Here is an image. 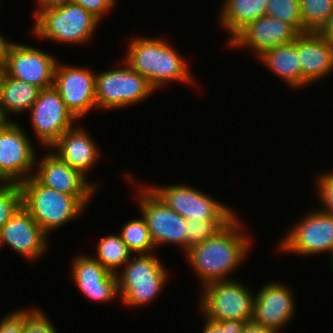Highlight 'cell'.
I'll return each mask as SVG.
<instances>
[{"instance_id": "1", "label": "cell", "mask_w": 333, "mask_h": 333, "mask_svg": "<svg viewBox=\"0 0 333 333\" xmlns=\"http://www.w3.org/2000/svg\"><path fill=\"white\" fill-rule=\"evenodd\" d=\"M237 216L214 236L187 250L185 256L201 279L202 287L210 282L230 280L228 274L240 265L250 250V238L241 232Z\"/></svg>"}, {"instance_id": "2", "label": "cell", "mask_w": 333, "mask_h": 333, "mask_svg": "<svg viewBox=\"0 0 333 333\" xmlns=\"http://www.w3.org/2000/svg\"><path fill=\"white\" fill-rule=\"evenodd\" d=\"M165 39L131 38L125 62L157 90L169 81L193 80L181 55ZM161 86V87H160Z\"/></svg>"}, {"instance_id": "3", "label": "cell", "mask_w": 333, "mask_h": 333, "mask_svg": "<svg viewBox=\"0 0 333 333\" xmlns=\"http://www.w3.org/2000/svg\"><path fill=\"white\" fill-rule=\"evenodd\" d=\"M20 186L23 206L47 235L80 216L85 209L73 195L46 187L33 175Z\"/></svg>"}, {"instance_id": "4", "label": "cell", "mask_w": 333, "mask_h": 333, "mask_svg": "<svg viewBox=\"0 0 333 333\" xmlns=\"http://www.w3.org/2000/svg\"><path fill=\"white\" fill-rule=\"evenodd\" d=\"M35 21L33 32L38 37L72 44L89 41L100 22L92 13L72 1L41 10L35 16Z\"/></svg>"}, {"instance_id": "5", "label": "cell", "mask_w": 333, "mask_h": 333, "mask_svg": "<svg viewBox=\"0 0 333 333\" xmlns=\"http://www.w3.org/2000/svg\"><path fill=\"white\" fill-rule=\"evenodd\" d=\"M117 274L119 297L122 303L143 306L151 303L166 285L168 273L154 254L134 255Z\"/></svg>"}, {"instance_id": "6", "label": "cell", "mask_w": 333, "mask_h": 333, "mask_svg": "<svg viewBox=\"0 0 333 333\" xmlns=\"http://www.w3.org/2000/svg\"><path fill=\"white\" fill-rule=\"evenodd\" d=\"M122 68L95 76V101L99 109H118L137 104L154 93L148 80L134 71L124 60Z\"/></svg>"}, {"instance_id": "7", "label": "cell", "mask_w": 333, "mask_h": 333, "mask_svg": "<svg viewBox=\"0 0 333 333\" xmlns=\"http://www.w3.org/2000/svg\"><path fill=\"white\" fill-rule=\"evenodd\" d=\"M202 290L199 302L206 318L252 321L255 296L241 282L232 279L214 281L204 285Z\"/></svg>"}, {"instance_id": "8", "label": "cell", "mask_w": 333, "mask_h": 333, "mask_svg": "<svg viewBox=\"0 0 333 333\" xmlns=\"http://www.w3.org/2000/svg\"><path fill=\"white\" fill-rule=\"evenodd\" d=\"M172 210L186 220L230 222L236 215L232 208L188 185L149 186Z\"/></svg>"}, {"instance_id": "9", "label": "cell", "mask_w": 333, "mask_h": 333, "mask_svg": "<svg viewBox=\"0 0 333 333\" xmlns=\"http://www.w3.org/2000/svg\"><path fill=\"white\" fill-rule=\"evenodd\" d=\"M22 127L0 122V183L21 184L33 175L36 151Z\"/></svg>"}, {"instance_id": "10", "label": "cell", "mask_w": 333, "mask_h": 333, "mask_svg": "<svg viewBox=\"0 0 333 333\" xmlns=\"http://www.w3.org/2000/svg\"><path fill=\"white\" fill-rule=\"evenodd\" d=\"M146 187V188H145ZM137 197L155 248L176 244L187 252V220L168 207L148 186Z\"/></svg>"}, {"instance_id": "11", "label": "cell", "mask_w": 333, "mask_h": 333, "mask_svg": "<svg viewBox=\"0 0 333 333\" xmlns=\"http://www.w3.org/2000/svg\"><path fill=\"white\" fill-rule=\"evenodd\" d=\"M283 252L310 255L333 252V215L322 210L311 211L280 241Z\"/></svg>"}, {"instance_id": "12", "label": "cell", "mask_w": 333, "mask_h": 333, "mask_svg": "<svg viewBox=\"0 0 333 333\" xmlns=\"http://www.w3.org/2000/svg\"><path fill=\"white\" fill-rule=\"evenodd\" d=\"M30 113L36 137L47 147H51L77 120L54 86L39 91Z\"/></svg>"}, {"instance_id": "13", "label": "cell", "mask_w": 333, "mask_h": 333, "mask_svg": "<svg viewBox=\"0 0 333 333\" xmlns=\"http://www.w3.org/2000/svg\"><path fill=\"white\" fill-rule=\"evenodd\" d=\"M95 76L94 72L84 67L62 65L59 62L55 66L53 86L77 120L92 108H97Z\"/></svg>"}, {"instance_id": "14", "label": "cell", "mask_w": 333, "mask_h": 333, "mask_svg": "<svg viewBox=\"0 0 333 333\" xmlns=\"http://www.w3.org/2000/svg\"><path fill=\"white\" fill-rule=\"evenodd\" d=\"M57 62L51 54L13 42L3 71L8 76L44 89L54 85Z\"/></svg>"}, {"instance_id": "15", "label": "cell", "mask_w": 333, "mask_h": 333, "mask_svg": "<svg viewBox=\"0 0 333 333\" xmlns=\"http://www.w3.org/2000/svg\"><path fill=\"white\" fill-rule=\"evenodd\" d=\"M38 169L34 177L44 186L55 189L59 192L73 195L84 207L92 199L93 192L97 189L96 184L86 180L79 170L69 166L61 160L54 152L47 153L40 157Z\"/></svg>"}, {"instance_id": "16", "label": "cell", "mask_w": 333, "mask_h": 333, "mask_svg": "<svg viewBox=\"0 0 333 333\" xmlns=\"http://www.w3.org/2000/svg\"><path fill=\"white\" fill-rule=\"evenodd\" d=\"M47 237L29 211L22 206L2 227L0 247L5 243L21 256L35 261L47 251Z\"/></svg>"}, {"instance_id": "17", "label": "cell", "mask_w": 333, "mask_h": 333, "mask_svg": "<svg viewBox=\"0 0 333 333\" xmlns=\"http://www.w3.org/2000/svg\"><path fill=\"white\" fill-rule=\"evenodd\" d=\"M299 33L289 24L262 16L247 24L229 42L231 47H249L260 56L268 49L292 43Z\"/></svg>"}, {"instance_id": "18", "label": "cell", "mask_w": 333, "mask_h": 333, "mask_svg": "<svg viewBox=\"0 0 333 333\" xmlns=\"http://www.w3.org/2000/svg\"><path fill=\"white\" fill-rule=\"evenodd\" d=\"M294 308L295 300L290 288L270 282L255 295L252 321L278 333L290 322Z\"/></svg>"}, {"instance_id": "19", "label": "cell", "mask_w": 333, "mask_h": 333, "mask_svg": "<svg viewBox=\"0 0 333 333\" xmlns=\"http://www.w3.org/2000/svg\"><path fill=\"white\" fill-rule=\"evenodd\" d=\"M75 258L72 277L85 297L95 302H109L119 296L117 274L107 271L94 257Z\"/></svg>"}, {"instance_id": "20", "label": "cell", "mask_w": 333, "mask_h": 333, "mask_svg": "<svg viewBox=\"0 0 333 333\" xmlns=\"http://www.w3.org/2000/svg\"><path fill=\"white\" fill-rule=\"evenodd\" d=\"M296 47L301 63V87L332 72L333 46L319 32L299 34Z\"/></svg>"}, {"instance_id": "21", "label": "cell", "mask_w": 333, "mask_h": 333, "mask_svg": "<svg viewBox=\"0 0 333 333\" xmlns=\"http://www.w3.org/2000/svg\"><path fill=\"white\" fill-rule=\"evenodd\" d=\"M82 128L72 127L63 133L51 146L55 154L84 176L99 159L100 151L93 138Z\"/></svg>"}, {"instance_id": "22", "label": "cell", "mask_w": 333, "mask_h": 333, "mask_svg": "<svg viewBox=\"0 0 333 333\" xmlns=\"http://www.w3.org/2000/svg\"><path fill=\"white\" fill-rule=\"evenodd\" d=\"M41 89L36 85L8 76L0 78V119L10 121L8 113H24L33 107Z\"/></svg>"}, {"instance_id": "23", "label": "cell", "mask_w": 333, "mask_h": 333, "mask_svg": "<svg viewBox=\"0 0 333 333\" xmlns=\"http://www.w3.org/2000/svg\"><path fill=\"white\" fill-rule=\"evenodd\" d=\"M258 59L292 88L301 87V63L296 39L263 52Z\"/></svg>"}, {"instance_id": "24", "label": "cell", "mask_w": 333, "mask_h": 333, "mask_svg": "<svg viewBox=\"0 0 333 333\" xmlns=\"http://www.w3.org/2000/svg\"><path fill=\"white\" fill-rule=\"evenodd\" d=\"M269 0H225L219 21L228 30V42L247 24L266 15Z\"/></svg>"}, {"instance_id": "25", "label": "cell", "mask_w": 333, "mask_h": 333, "mask_svg": "<svg viewBox=\"0 0 333 333\" xmlns=\"http://www.w3.org/2000/svg\"><path fill=\"white\" fill-rule=\"evenodd\" d=\"M94 257L107 271L118 274L116 270L132 258V254L120 234L104 236L97 244Z\"/></svg>"}, {"instance_id": "26", "label": "cell", "mask_w": 333, "mask_h": 333, "mask_svg": "<svg viewBox=\"0 0 333 333\" xmlns=\"http://www.w3.org/2000/svg\"><path fill=\"white\" fill-rule=\"evenodd\" d=\"M119 234L132 254L133 252L138 253L137 255L152 254L155 248L143 217L127 222Z\"/></svg>"}, {"instance_id": "27", "label": "cell", "mask_w": 333, "mask_h": 333, "mask_svg": "<svg viewBox=\"0 0 333 333\" xmlns=\"http://www.w3.org/2000/svg\"><path fill=\"white\" fill-rule=\"evenodd\" d=\"M301 18L308 32H320L333 14V0H299Z\"/></svg>"}, {"instance_id": "28", "label": "cell", "mask_w": 333, "mask_h": 333, "mask_svg": "<svg viewBox=\"0 0 333 333\" xmlns=\"http://www.w3.org/2000/svg\"><path fill=\"white\" fill-rule=\"evenodd\" d=\"M266 16L291 25L299 34L308 32L303 26L299 0H269Z\"/></svg>"}, {"instance_id": "29", "label": "cell", "mask_w": 333, "mask_h": 333, "mask_svg": "<svg viewBox=\"0 0 333 333\" xmlns=\"http://www.w3.org/2000/svg\"><path fill=\"white\" fill-rule=\"evenodd\" d=\"M22 206L23 192L20 184L0 183V231Z\"/></svg>"}, {"instance_id": "30", "label": "cell", "mask_w": 333, "mask_h": 333, "mask_svg": "<svg viewBox=\"0 0 333 333\" xmlns=\"http://www.w3.org/2000/svg\"><path fill=\"white\" fill-rule=\"evenodd\" d=\"M229 222H201L187 220V250L214 236Z\"/></svg>"}, {"instance_id": "31", "label": "cell", "mask_w": 333, "mask_h": 333, "mask_svg": "<svg viewBox=\"0 0 333 333\" xmlns=\"http://www.w3.org/2000/svg\"><path fill=\"white\" fill-rule=\"evenodd\" d=\"M23 333H57V330L42 310H25Z\"/></svg>"}, {"instance_id": "32", "label": "cell", "mask_w": 333, "mask_h": 333, "mask_svg": "<svg viewBox=\"0 0 333 333\" xmlns=\"http://www.w3.org/2000/svg\"><path fill=\"white\" fill-rule=\"evenodd\" d=\"M317 180V193L324 204L322 211L333 215V171L322 174Z\"/></svg>"}, {"instance_id": "33", "label": "cell", "mask_w": 333, "mask_h": 333, "mask_svg": "<svg viewBox=\"0 0 333 333\" xmlns=\"http://www.w3.org/2000/svg\"><path fill=\"white\" fill-rule=\"evenodd\" d=\"M203 333H241L247 321L242 320H222L215 321L206 318Z\"/></svg>"}, {"instance_id": "34", "label": "cell", "mask_w": 333, "mask_h": 333, "mask_svg": "<svg viewBox=\"0 0 333 333\" xmlns=\"http://www.w3.org/2000/svg\"><path fill=\"white\" fill-rule=\"evenodd\" d=\"M25 322V311L16 310L4 318L0 322V333H23Z\"/></svg>"}, {"instance_id": "35", "label": "cell", "mask_w": 333, "mask_h": 333, "mask_svg": "<svg viewBox=\"0 0 333 333\" xmlns=\"http://www.w3.org/2000/svg\"><path fill=\"white\" fill-rule=\"evenodd\" d=\"M72 2L81 5L101 21L104 13L114 6L115 0H72Z\"/></svg>"}, {"instance_id": "36", "label": "cell", "mask_w": 333, "mask_h": 333, "mask_svg": "<svg viewBox=\"0 0 333 333\" xmlns=\"http://www.w3.org/2000/svg\"><path fill=\"white\" fill-rule=\"evenodd\" d=\"M241 333H277L276 331L266 328L253 321L246 322Z\"/></svg>"}, {"instance_id": "37", "label": "cell", "mask_w": 333, "mask_h": 333, "mask_svg": "<svg viewBox=\"0 0 333 333\" xmlns=\"http://www.w3.org/2000/svg\"><path fill=\"white\" fill-rule=\"evenodd\" d=\"M13 42L7 41L4 37L0 34V67L4 68L7 62L9 50Z\"/></svg>"}, {"instance_id": "38", "label": "cell", "mask_w": 333, "mask_h": 333, "mask_svg": "<svg viewBox=\"0 0 333 333\" xmlns=\"http://www.w3.org/2000/svg\"><path fill=\"white\" fill-rule=\"evenodd\" d=\"M72 0H38V9L33 12L34 17L41 11L50 7H57L65 3L71 2Z\"/></svg>"}, {"instance_id": "39", "label": "cell", "mask_w": 333, "mask_h": 333, "mask_svg": "<svg viewBox=\"0 0 333 333\" xmlns=\"http://www.w3.org/2000/svg\"><path fill=\"white\" fill-rule=\"evenodd\" d=\"M319 33L333 46V14Z\"/></svg>"}, {"instance_id": "40", "label": "cell", "mask_w": 333, "mask_h": 333, "mask_svg": "<svg viewBox=\"0 0 333 333\" xmlns=\"http://www.w3.org/2000/svg\"><path fill=\"white\" fill-rule=\"evenodd\" d=\"M330 261H331V264H332V268H333V252H332V254L330 255Z\"/></svg>"}, {"instance_id": "41", "label": "cell", "mask_w": 333, "mask_h": 333, "mask_svg": "<svg viewBox=\"0 0 333 333\" xmlns=\"http://www.w3.org/2000/svg\"><path fill=\"white\" fill-rule=\"evenodd\" d=\"M2 73H3V68L0 67V78H1Z\"/></svg>"}]
</instances>
